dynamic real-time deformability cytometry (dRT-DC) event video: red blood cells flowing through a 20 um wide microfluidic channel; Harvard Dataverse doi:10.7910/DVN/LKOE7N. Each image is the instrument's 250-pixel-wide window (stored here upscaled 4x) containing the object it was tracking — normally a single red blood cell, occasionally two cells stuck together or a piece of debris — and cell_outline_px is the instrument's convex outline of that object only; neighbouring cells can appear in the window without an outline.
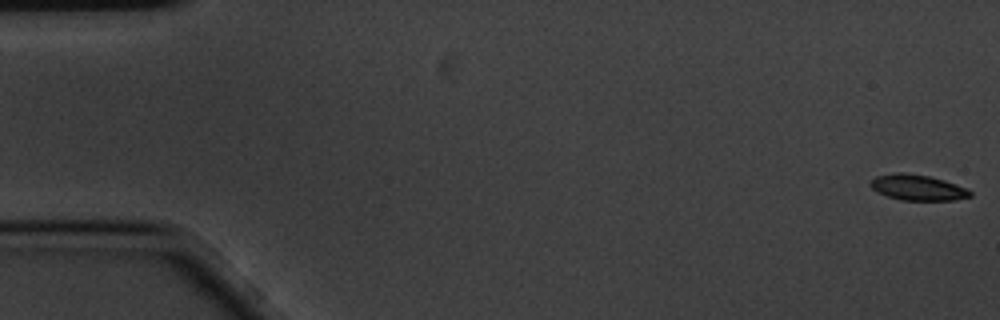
{"species": "common noctule bat (a hibernating species)", "species_latin": "Nyctalus noctula", "temperature_condition": "cold", "stored_images_in_passage": 6, "camera_frame_rate_fps": 3000, "um_per_image_px": 0.085, "animal": {"sex": "male", "body_mass_g": 20.1, "forearm_length_mm": 53.5}, "frame": {"image": 1, "passage_image": 1, "time_ms": 0.0, "image_size_px": [1000, 320], "cell_outline_px": [[972, 196], [956, 200], [900, 200], [876, 192], [868, 184], [876, 176], [896, 172], [904, 172], [928, 176], [944, 180], [968, 188], [972, 192]], "centroid_in_image_um": [78.01, 15.94], "position_along_channel_um": 7.0, "area_um2": 15.03}}
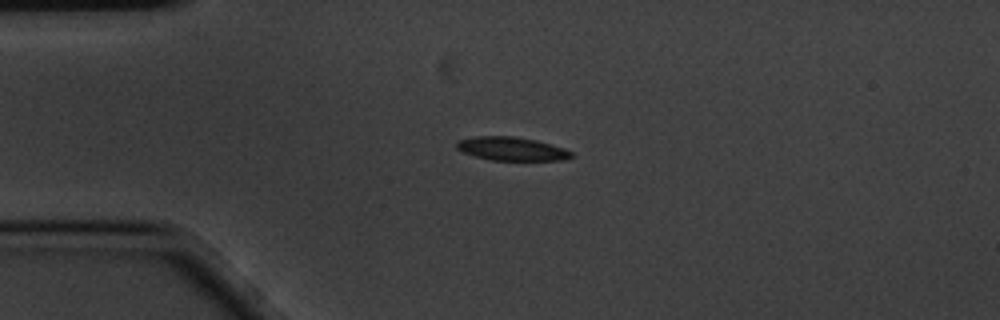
{"frame": {"image": 2, "passage_image": 4, "time_ms": 1.0, "image_size_px": [1000, 320], "cell_outline_px": [[572, 156], [564, 160], [492, 160], [476, 156], [464, 152], [456, 148], [456, 144], [460, 140], [476, 136], [512, 136], [536, 140], [564, 148], [572, 152]], "centroid_in_image_um": [43.5, 12.64], "position_along_channel_um": 41.5, "area_um2": 15.49}}
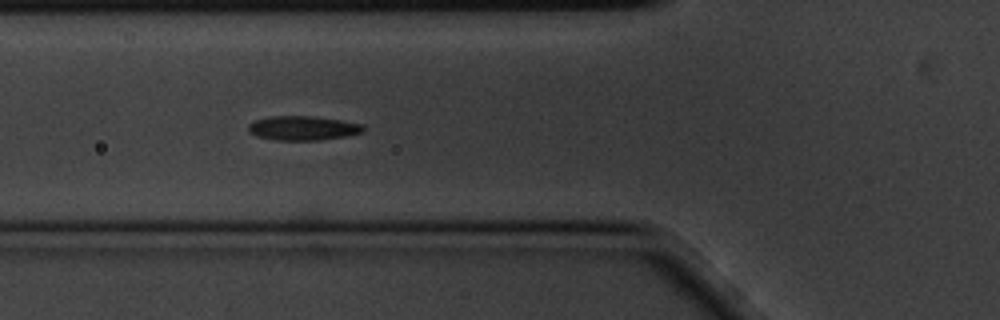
{"frame": {"image": 3, "passage_image": 6, "time_ms": 1.667, "image_size_px": [1000, 320], "cell_outline_px": [[364, 132], [348, 136], [320, 140], [276, 140], [256, 136], [248, 132], [248, 124], [256, 120], [268, 116], [312, 116], [340, 120], [364, 124]], "centroid_in_image_um": [25.75, 10.89], "position_along_channel_um": 100.0, "area_um2": 16.42}}